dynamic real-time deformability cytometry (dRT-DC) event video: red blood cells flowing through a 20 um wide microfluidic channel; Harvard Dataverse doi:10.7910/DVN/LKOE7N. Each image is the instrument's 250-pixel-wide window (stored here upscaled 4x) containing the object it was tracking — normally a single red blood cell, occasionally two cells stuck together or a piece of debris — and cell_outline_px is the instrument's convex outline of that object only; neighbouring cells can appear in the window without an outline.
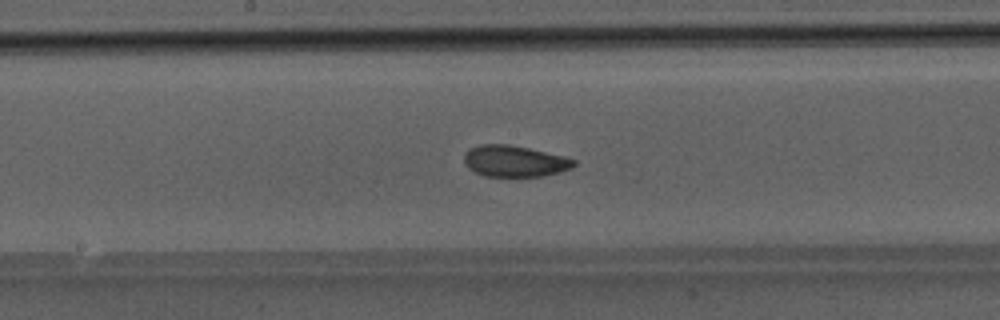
{"species": "Egyptian fruit bat (a non-hibernating species)", "species_latin": "Rousettus aegyptiacus", "temperature_condition": "room temperature", "stored_images_in_passage": 39, "camera_frame_rate_fps": 3000, "um_per_image_px": 0.085, "animal": {"sex": "male"}, "frame": {"image": 1, "passage_image": 16, "time_ms": 5.0, "image_size_px": [1000, 320], "cell_outline_px": [[576, 164], [572, 168], [560, 172], [544, 176], [484, 176], [468, 168], [464, 164], [464, 152], [480, 144], [508, 144], [528, 148], [564, 156], [576, 160]], "centroid_in_image_um": [43.74, 13.7], "position_along_channel_um": 204.5, "area_um2": 20.06}}
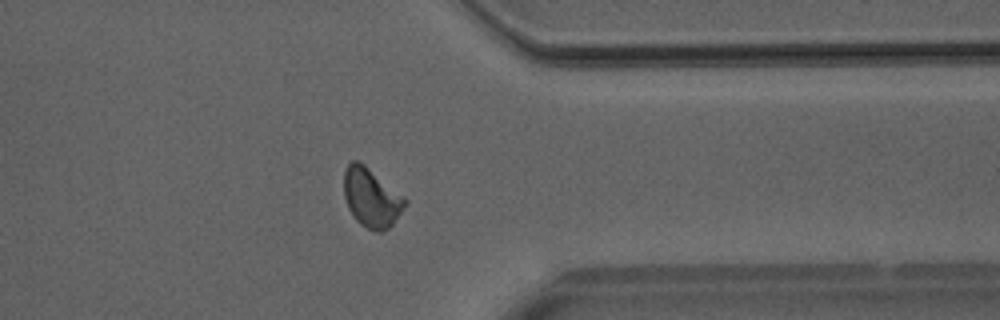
{"frame": {"image": 2, "passage_image": 29, "time_ms": 9.333, "image_size_px": [1000, 320], "cell_outline_px": [[408, 204], [392, 224], [388, 228], [380, 232], [376, 232], [360, 224], [352, 216], [348, 208], [344, 196], [344, 172], [348, 164], [352, 160], [356, 160], [364, 164], [404, 196], [408, 200]], "centroid_in_image_um": [31.57, 16.81], "position_along_channel_um": 379.8, "area_um2": 21.04}}
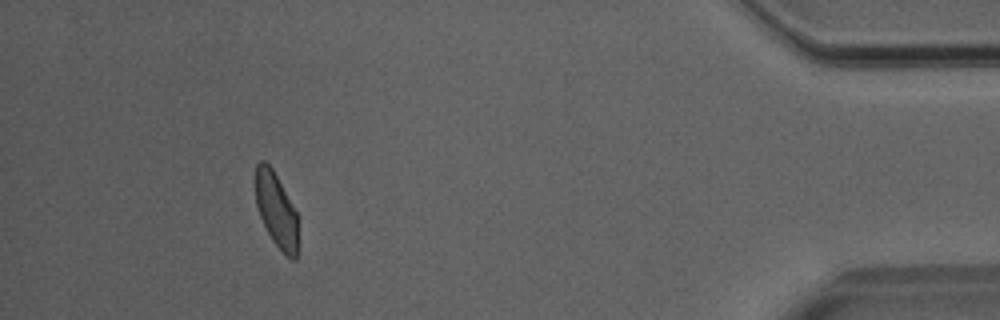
{"frame": {"image": 3, "passage_image": 35, "time_ms": 11.333, "image_size_px": [1000, 320], "cell_outline_px": [[296, 260], [292, 260], [272, 240], [260, 216], [256, 204], [256, 164], [260, 160], [264, 160], [272, 168], [296, 212]], "centroid_in_image_um": [23.45, 17.81], "position_along_channel_um": 411.8, "area_um2": 17.74}}